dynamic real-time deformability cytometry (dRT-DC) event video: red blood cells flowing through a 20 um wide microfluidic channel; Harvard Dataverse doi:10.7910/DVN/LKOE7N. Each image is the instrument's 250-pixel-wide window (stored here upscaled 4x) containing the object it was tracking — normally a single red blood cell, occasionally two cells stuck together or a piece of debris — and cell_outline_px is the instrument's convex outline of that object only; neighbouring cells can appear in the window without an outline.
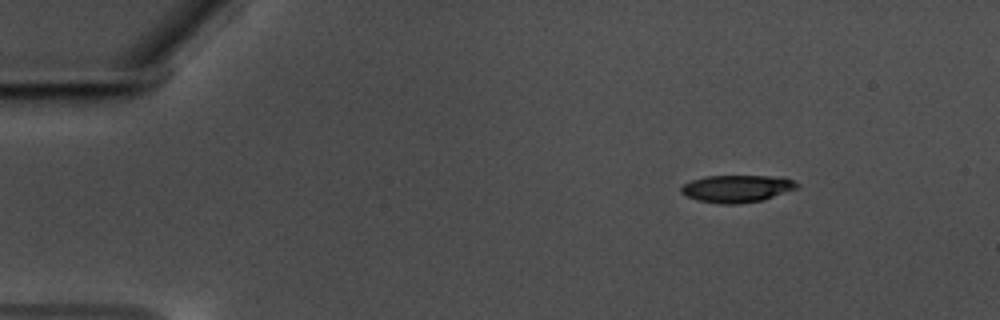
{"species": "common noctule bat (a hibernating species)", "species_latin": "Nyctalus noctula", "temperature_condition": "warm", "stored_images_in_passage": 51, "camera_frame_rate_fps": 3000, "um_per_image_px": 0.085, "animal": {"sex": "male", "body_mass_g": 17.5, "forearm_length_mm": 52.3}, "frame": {"image": 1, "passage_image": 1, "time_ms": 0.0, "image_size_px": [1000, 320], "cell_outline_px": [[800, 188], [764, 200], [736, 204], [720, 204], [696, 200], [680, 192], [680, 188], [684, 184], [692, 180], [704, 176], [784, 176], [800, 184]], "centroid_in_image_um": [62.69, 16.03], "position_along_channel_um": 22.3, "area_um2": 18.73}}
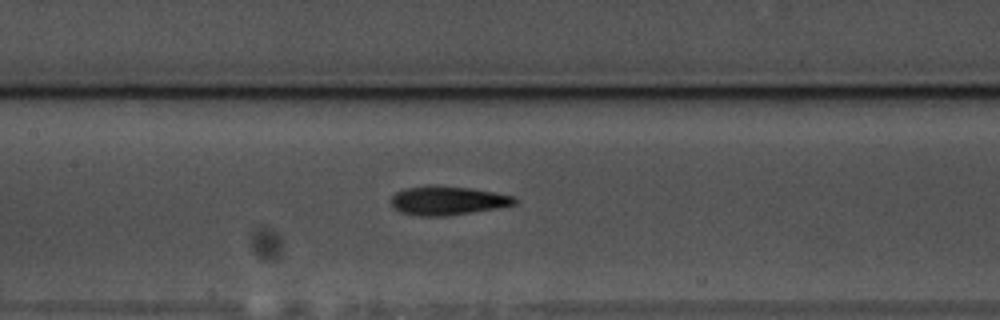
{"frame": {"image": 2, "passage_image": 21, "time_ms": 6.667, "image_size_px": [1000, 320], "cell_outline_px": [[516, 204], [496, 208], [472, 212], [444, 216], [420, 216], [400, 212], [392, 208], [388, 200], [396, 192], [404, 188], [468, 188], [516, 196]], "centroid_in_image_um": [38.01, 17.09], "position_along_channel_um": 169.4, "area_um2": 20.06}}
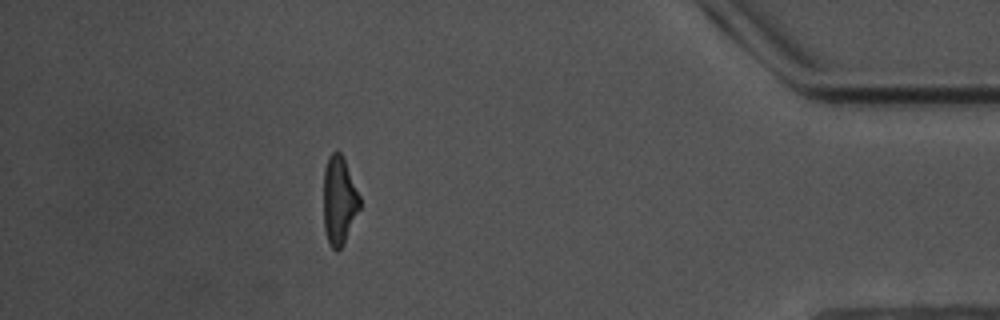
{"frame": {"image": 3, "passage_image": 45, "time_ms": 14.667, "image_size_px": [1000, 320], "cell_outline_px": [[360, 208], [344, 244], [336, 252], [332, 248], [328, 240], [324, 228], [324, 168], [328, 156], [332, 152], [340, 152], [344, 156], [360, 196]], "centroid_in_image_um": [28.83, 17.01], "position_along_channel_um": 406.4, "area_um2": 18.79}, "authors_computed_cell_mechanics": {"area_um2": 19.8254, "velocity_mm_per_s": 3.5307, "shape_relaxation_time_tau1_ms": 3.455, "shape_relaxation_time_tau2_ms": 2.6921, "deformation_change_tau1": 0.1677, "deformation_change_tau2": 0.1118}}